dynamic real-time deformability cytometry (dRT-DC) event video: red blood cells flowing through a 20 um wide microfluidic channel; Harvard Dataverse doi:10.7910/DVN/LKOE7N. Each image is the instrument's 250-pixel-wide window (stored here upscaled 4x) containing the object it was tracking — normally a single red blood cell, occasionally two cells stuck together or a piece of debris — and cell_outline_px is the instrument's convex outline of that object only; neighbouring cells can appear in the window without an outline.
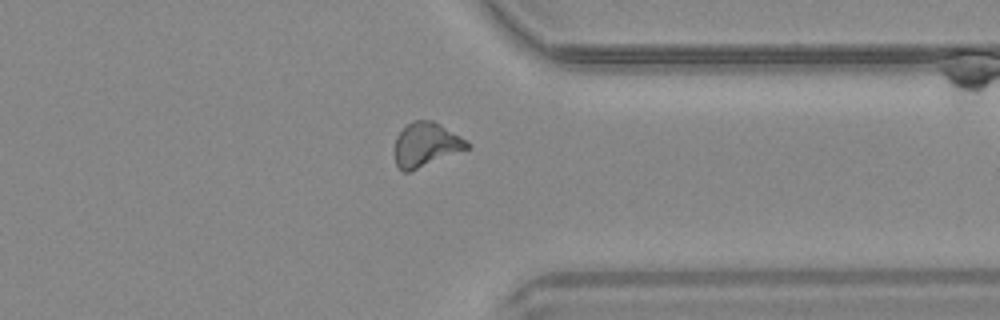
{"species": "common noctule bat (a hibernating species)", "species_latin": "Nyctalus noctula", "temperature_condition": "warm", "stored_images_in_passage": 29, "camera_frame_rate_fps": 3000, "um_per_image_px": 0.085, "animal": {"sex": "male", "body_mass_g": 20.4}, "frame": {"image": 1, "passage_image": 21, "time_ms": 6.667, "image_size_px": [1000, 320], "cell_outline_px": [[472, 144], [468, 148], [408, 172], [404, 172], [396, 164], [396, 136], [412, 120], [432, 120], [440, 124], [468, 140]], "centroid_in_image_um": [36.23, 12.27], "position_along_channel_um": 375.2, "area_um2": 18.26}}